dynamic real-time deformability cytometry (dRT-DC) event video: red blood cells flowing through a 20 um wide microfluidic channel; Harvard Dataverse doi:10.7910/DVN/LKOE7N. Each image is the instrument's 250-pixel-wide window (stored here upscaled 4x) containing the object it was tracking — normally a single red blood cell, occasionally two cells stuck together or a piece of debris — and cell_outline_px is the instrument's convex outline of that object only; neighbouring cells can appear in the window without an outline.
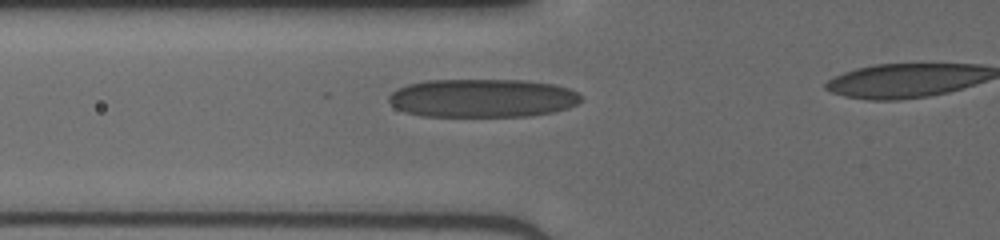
{"species": "human", "species_latin": "Homo sapiens", "temperature_condition": "cold", "stored_images_in_passage": 34, "camera_frame_rate_fps": 3000, "um_per_image_px": 0.085, "donor": {"sex": "male"}, "frame": {"image": 1, "passage_image": 9, "time_ms": 2.667, "image_size_px": [1000, 240], "cell_outline_px": [[584, 96], [576, 104], [568, 108], [552, 112], [528, 116], [424, 116], [404, 112], [396, 108], [388, 100], [388, 96], [392, 92], [408, 84], [424, 80], [524, 80], [556, 84], [568, 88]], "centroid_in_image_um": [41.02, 8.33], "position_along_channel_um": 84.8, "area_um2": 43.18}}
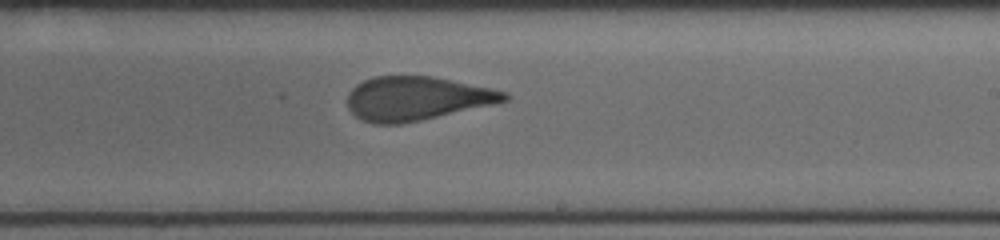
{"frame": {"image": 2, "passage_image": 21, "time_ms": 6.667, "image_size_px": [1000, 240], "cell_outline_px": [[508, 100], [420, 120], [400, 124], [372, 124], [356, 116], [348, 108], [348, 92], [356, 84], [364, 80], [376, 76], [432, 76], [508, 92]], "centroid_in_image_um": [35.35, 8.36], "position_along_channel_um": 253.6, "area_um2": 39.54}}
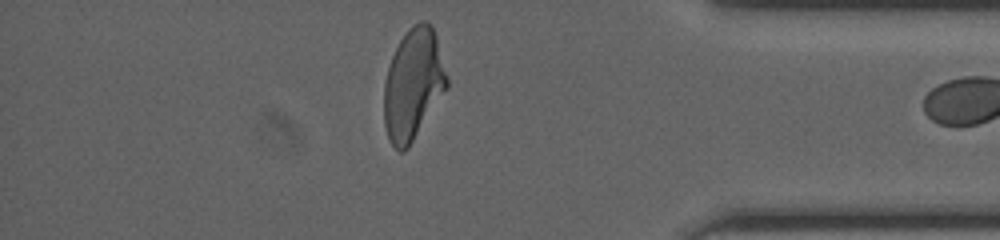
{"frame": {"image": 3, "passage_image": 33, "time_ms": 10.667, "image_size_px": [1000, 240], "cell_outline_px": [[448, 88], [408, 148], [404, 152], [400, 152], [388, 140], [384, 124], [384, 84], [388, 68], [392, 56], [400, 40], [408, 28], [412, 24], [420, 20], [424, 20], [432, 28], [436, 36], [448, 80]], "centroid_in_image_um": [35.11, 7.19], "position_along_channel_um": 400.1, "area_um2": 40.63}}